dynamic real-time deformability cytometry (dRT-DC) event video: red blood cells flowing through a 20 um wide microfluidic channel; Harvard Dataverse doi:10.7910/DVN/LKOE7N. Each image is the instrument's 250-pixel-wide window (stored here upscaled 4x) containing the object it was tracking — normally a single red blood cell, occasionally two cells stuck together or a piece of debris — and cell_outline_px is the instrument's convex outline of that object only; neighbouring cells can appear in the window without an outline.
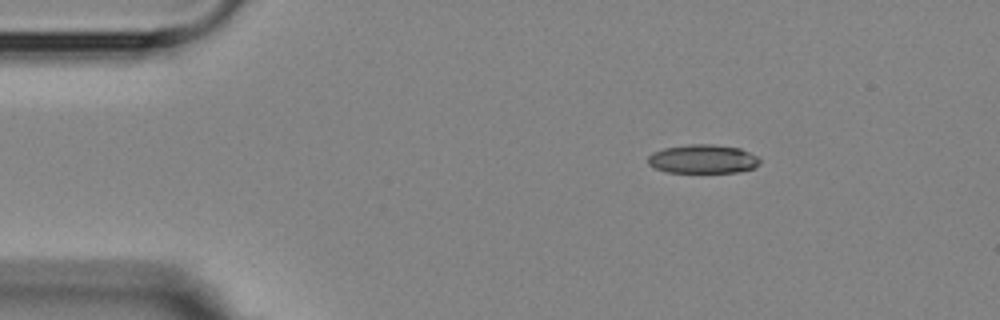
{"species": "Egyptian fruit bat (a non-hibernating species)", "species_latin": "Rousettus aegyptiacus", "temperature_condition": "room temperature", "stored_images_in_passage": 3, "camera_frame_rate_fps": 3000, "um_per_image_px": 0.085, "animal": {"sex": "female"}, "frame": {"image": 1, "passage_image": 1, "time_ms": 0.0, "image_size_px": [1000, 320], "cell_outline_px": [[760, 164], [752, 168], [740, 172], [668, 172], [656, 168], [648, 164], [648, 156], [652, 152], [664, 148], [688, 144], [712, 144], [740, 148], [756, 156], [760, 160]], "centroid_in_image_um": [59.73, 13.51], "position_along_channel_um": 25.3, "area_um2": 18.73}}